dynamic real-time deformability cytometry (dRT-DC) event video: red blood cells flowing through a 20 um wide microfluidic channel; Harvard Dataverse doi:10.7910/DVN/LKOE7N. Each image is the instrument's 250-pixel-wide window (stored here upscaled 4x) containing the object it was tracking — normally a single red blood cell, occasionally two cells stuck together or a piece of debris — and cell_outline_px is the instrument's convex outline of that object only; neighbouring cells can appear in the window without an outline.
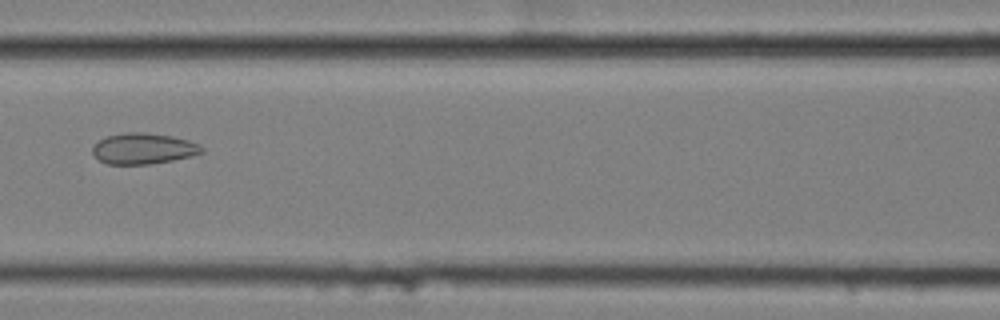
{"species": "common noctule bat (a hibernating species)", "species_latin": "Nyctalus noctula", "temperature_condition": "cold", "stored_images_in_passage": 6, "camera_frame_rate_fps": 3000, "um_per_image_px": 0.085, "animal": {"sex": "female", "body_mass_g": 25.1}, "frame": {"image": 1, "passage_image": 5, "time_ms": 1.333, "image_size_px": [1000, 320], "cell_outline_px": [[204, 152], [192, 156], [172, 160], [148, 164], [108, 164], [100, 160], [92, 152], [92, 148], [100, 140], [108, 136], [128, 132], [140, 132], [172, 136], [188, 140], [200, 144], [204, 148]], "centroid_in_image_um": [12.23, 12.63], "position_along_channel_um": 154.4, "area_um2": 19.48}}